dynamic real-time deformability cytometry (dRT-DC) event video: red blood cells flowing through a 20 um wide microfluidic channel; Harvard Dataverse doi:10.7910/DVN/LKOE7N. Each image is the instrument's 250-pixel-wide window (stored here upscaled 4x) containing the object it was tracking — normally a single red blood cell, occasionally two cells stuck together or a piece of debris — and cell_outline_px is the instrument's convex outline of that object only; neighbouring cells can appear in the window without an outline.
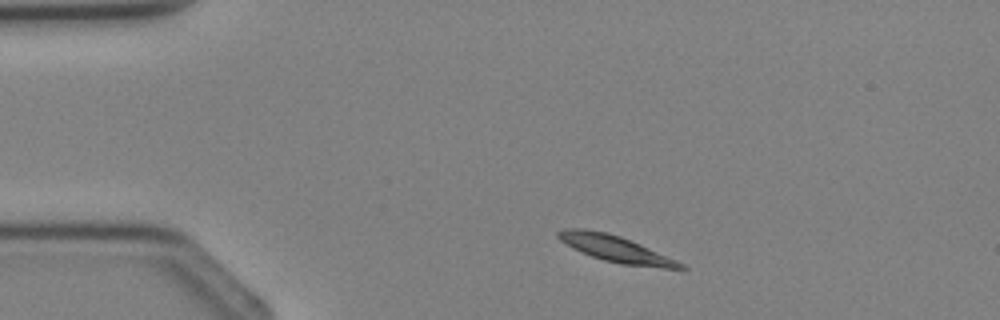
{"species": "Egyptian fruit bat (a non-hibernating species)", "species_latin": "Rousettus aegyptiacus", "temperature_condition": "cold", "stored_images_in_passage": 2, "camera_frame_rate_fps": 3000, "um_per_image_px": 0.085, "animal": {"sex": "female"}, "frame": {"image": 1, "passage_image": 1, "time_ms": 0.0, "image_size_px": [1000, 320], "cell_outline_px": [[688, 268], [664, 268], [620, 264], [604, 260], [580, 252], [572, 248], [560, 240], [556, 236], [556, 232], [564, 228], [584, 228], [608, 232], [620, 236], [640, 244], [676, 260], [684, 264]], "centroid_in_image_um": [52.27, 21.13], "position_along_channel_um": 32.7, "area_um2": 18.73}}